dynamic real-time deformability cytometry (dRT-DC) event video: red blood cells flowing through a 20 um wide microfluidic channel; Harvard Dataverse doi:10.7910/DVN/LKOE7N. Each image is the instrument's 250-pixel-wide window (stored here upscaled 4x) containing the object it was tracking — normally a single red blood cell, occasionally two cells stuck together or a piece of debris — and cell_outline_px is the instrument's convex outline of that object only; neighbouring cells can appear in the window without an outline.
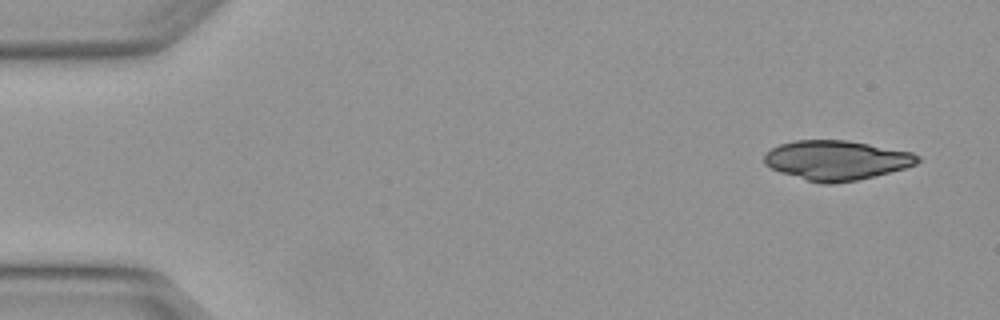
{"species": "Egyptian fruit bat (a non-hibernating species)", "species_latin": "Rousettus aegyptiacus", "temperature_condition": "warm", "stored_images_in_passage": 4, "camera_frame_rate_fps": 3000, "um_per_image_px": 0.085, "animal": {"sex": "female"}, "frame": {"image": 1, "passage_image": 1, "time_ms": 0.0, "image_size_px": [1000, 320], "cell_outline_px": [[920, 160], [916, 164], [904, 168], [856, 180], [832, 184], [820, 184], [780, 172], [764, 164], [764, 156], [772, 148], [780, 144], [792, 140], [848, 140], [912, 152], [920, 156]], "centroid_in_image_um": [71.09, 13.61], "position_along_channel_um": 13.9, "area_um2": 35.2}}